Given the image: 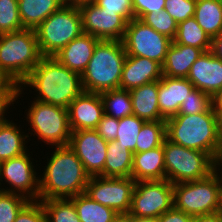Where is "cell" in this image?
<instances>
[{
    "label": "cell",
    "mask_w": 222,
    "mask_h": 222,
    "mask_svg": "<svg viewBox=\"0 0 222 222\" xmlns=\"http://www.w3.org/2000/svg\"><path fill=\"white\" fill-rule=\"evenodd\" d=\"M174 207L173 184L167 179L136 182L129 214L157 219Z\"/></svg>",
    "instance_id": "obj_10"
},
{
    "label": "cell",
    "mask_w": 222,
    "mask_h": 222,
    "mask_svg": "<svg viewBox=\"0 0 222 222\" xmlns=\"http://www.w3.org/2000/svg\"><path fill=\"white\" fill-rule=\"evenodd\" d=\"M211 106V97L195 88L180 105L178 114L195 115L206 112Z\"/></svg>",
    "instance_id": "obj_37"
},
{
    "label": "cell",
    "mask_w": 222,
    "mask_h": 222,
    "mask_svg": "<svg viewBox=\"0 0 222 222\" xmlns=\"http://www.w3.org/2000/svg\"><path fill=\"white\" fill-rule=\"evenodd\" d=\"M219 212L222 215V190H221V199H220V210H219Z\"/></svg>",
    "instance_id": "obj_54"
},
{
    "label": "cell",
    "mask_w": 222,
    "mask_h": 222,
    "mask_svg": "<svg viewBox=\"0 0 222 222\" xmlns=\"http://www.w3.org/2000/svg\"><path fill=\"white\" fill-rule=\"evenodd\" d=\"M77 6L81 13L83 33L99 40H123L128 22L121 15L103 10L94 2Z\"/></svg>",
    "instance_id": "obj_14"
},
{
    "label": "cell",
    "mask_w": 222,
    "mask_h": 222,
    "mask_svg": "<svg viewBox=\"0 0 222 222\" xmlns=\"http://www.w3.org/2000/svg\"><path fill=\"white\" fill-rule=\"evenodd\" d=\"M41 57L35 30L24 28L0 35V73L14 87L20 86Z\"/></svg>",
    "instance_id": "obj_4"
},
{
    "label": "cell",
    "mask_w": 222,
    "mask_h": 222,
    "mask_svg": "<svg viewBox=\"0 0 222 222\" xmlns=\"http://www.w3.org/2000/svg\"><path fill=\"white\" fill-rule=\"evenodd\" d=\"M70 199L74 203L80 222H113L118 215L113 209L92 200L85 193Z\"/></svg>",
    "instance_id": "obj_28"
},
{
    "label": "cell",
    "mask_w": 222,
    "mask_h": 222,
    "mask_svg": "<svg viewBox=\"0 0 222 222\" xmlns=\"http://www.w3.org/2000/svg\"><path fill=\"white\" fill-rule=\"evenodd\" d=\"M163 150L166 179L172 184L206 178L217 168L208 153L183 147L167 138Z\"/></svg>",
    "instance_id": "obj_8"
},
{
    "label": "cell",
    "mask_w": 222,
    "mask_h": 222,
    "mask_svg": "<svg viewBox=\"0 0 222 222\" xmlns=\"http://www.w3.org/2000/svg\"><path fill=\"white\" fill-rule=\"evenodd\" d=\"M145 122L136 115L119 119L118 134L115 140L131 152L136 153L137 136Z\"/></svg>",
    "instance_id": "obj_33"
},
{
    "label": "cell",
    "mask_w": 222,
    "mask_h": 222,
    "mask_svg": "<svg viewBox=\"0 0 222 222\" xmlns=\"http://www.w3.org/2000/svg\"><path fill=\"white\" fill-rule=\"evenodd\" d=\"M133 222H156L155 218H137L133 216Z\"/></svg>",
    "instance_id": "obj_51"
},
{
    "label": "cell",
    "mask_w": 222,
    "mask_h": 222,
    "mask_svg": "<svg viewBox=\"0 0 222 222\" xmlns=\"http://www.w3.org/2000/svg\"><path fill=\"white\" fill-rule=\"evenodd\" d=\"M211 101L212 109L215 112H222V88L212 96Z\"/></svg>",
    "instance_id": "obj_48"
},
{
    "label": "cell",
    "mask_w": 222,
    "mask_h": 222,
    "mask_svg": "<svg viewBox=\"0 0 222 222\" xmlns=\"http://www.w3.org/2000/svg\"><path fill=\"white\" fill-rule=\"evenodd\" d=\"M166 121V137L183 147L208 153L217 161L222 151L217 113L212 106L195 115L177 114Z\"/></svg>",
    "instance_id": "obj_3"
},
{
    "label": "cell",
    "mask_w": 222,
    "mask_h": 222,
    "mask_svg": "<svg viewBox=\"0 0 222 222\" xmlns=\"http://www.w3.org/2000/svg\"><path fill=\"white\" fill-rule=\"evenodd\" d=\"M14 122L5 117L0 121V160H8L27 152L25 140L29 135L22 134Z\"/></svg>",
    "instance_id": "obj_26"
},
{
    "label": "cell",
    "mask_w": 222,
    "mask_h": 222,
    "mask_svg": "<svg viewBox=\"0 0 222 222\" xmlns=\"http://www.w3.org/2000/svg\"><path fill=\"white\" fill-rule=\"evenodd\" d=\"M173 41L177 44L196 47L203 52L211 50L212 39L200 27L194 17L178 24L177 33Z\"/></svg>",
    "instance_id": "obj_29"
},
{
    "label": "cell",
    "mask_w": 222,
    "mask_h": 222,
    "mask_svg": "<svg viewBox=\"0 0 222 222\" xmlns=\"http://www.w3.org/2000/svg\"><path fill=\"white\" fill-rule=\"evenodd\" d=\"M113 222H133V216H131L129 213L126 214H118Z\"/></svg>",
    "instance_id": "obj_49"
},
{
    "label": "cell",
    "mask_w": 222,
    "mask_h": 222,
    "mask_svg": "<svg viewBox=\"0 0 222 222\" xmlns=\"http://www.w3.org/2000/svg\"><path fill=\"white\" fill-rule=\"evenodd\" d=\"M26 114L34 132L31 135L36 134L47 145H69L72 130L68 109L35 100Z\"/></svg>",
    "instance_id": "obj_9"
},
{
    "label": "cell",
    "mask_w": 222,
    "mask_h": 222,
    "mask_svg": "<svg viewBox=\"0 0 222 222\" xmlns=\"http://www.w3.org/2000/svg\"><path fill=\"white\" fill-rule=\"evenodd\" d=\"M219 170L200 180L173 184L174 208L191 216L218 212L222 190Z\"/></svg>",
    "instance_id": "obj_7"
},
{
    "label": "cell",
    "mask_w": 222,
    "mask_h": 222,
    "mask_svg": "<svg viewBox=\"0 0 222 222\" xmlns=\"http://www.w3.org/2000/svg\"><path fill=\"white\" fill-rule=\"evenodd\" d=\"M131 177L136 182L166 179L163 145L148 151L133 153Z\"/></svg>",
    "instance_id": "obj_21"
},
{
    "label": "cell",
    "mask_w": 222,
    "mask_h": 222,
    "mask_svg": "<svg viewBox=\"0 0 222 222\" xmlns=\"http://www.w3.org/2000/svg\"><path fill=\"white\" fill-rule=\"evenodd\" d=\"M105 114L117 119L133 115V105L129 90L113 89L100 93Z\"/></svg>",
    "instance_id": "obj_30"
},
{
    "label": "cell",
    "mask_w": 222,
    "mask_h": 222,
    "mask_svg": "<svg viewBox=\"0 0 222 222\" xmlns=\"http://www.w3.org/2000/svg\"><path fill=\"white\" fill-rule=\"evenodd\" d=\"M193 222H222V215L219 211L210 214L197 215L193 216Z\"/></svg>",
    "instance_id": "obj_45"
},
{
    "label": "cell",
    "mask_w": 222,
    "mask_h": 222,
    "mask_svg": "<svg viewBox=\"0 0 222 222\" xmlns=\"http://www.w3.org/2000/svg\"><path fill=\"white\" fill-rule=\"evenodd\" d=\"M194 18L212 39L222 32V0H196Z\"/></svg>",
    "instance_id": "obj_27"
},
{
    "label": "cell",
    "mask_w": 222,
    "mask_h": 222,
    "mask_svg": "<svg viewBox=\"0 0 222 222\" xmlns=\"http://www.w3.org/2000/svg\"><path fill=\"white\" fill-rule=\"evenodd\" d=\"M42 56H54L83 33L81 13L76 4L65 3L50 14L36 29Z\"/></svg>",
    "instance_id": "obj_6"
},
{
    "label": "cell",
    "mask_w": 222,
    "mask_h": 222,
    "mask_svg": "<svg viewBox=\"0 0 222 222\" xmlns=\"http://www.w3.org/2000/svg\"><path fill=\"white\" fill-rule=\"evenodd\" d=\"M156 222H193V216L186 214L174 207L156 219Z\"/></svg>",
    "instance_id": "obj_43"
},
{
    "label": "cell",
    "mask_w": 222,
    "mask_h": 222,
    "mask_svg": "<svg viewBox=\"0 0 222 222\" xmlns=\"http://www.w3.org/2000/svg\"><path fill=\"white\" fill-rule=\"evenodd\" d=\"M23 28L19 17L18 0H0V35Z\"/></svg>",
    "instance_id": "obj_35"
},
{
    "label": "cell",
    "mask_w": 222,
    "mask_h": 222,
    "mask_svg": "<svg viewBox=\"0 0 222 222\" xmlns=\"http://www.w3.org/2000/svg\"><path fill=\"white\" fill-rule=\"evenodd\" d=\"M216 57L222 59V32L212 38L211 42V50H210Z\"/></svg>",
    "instance_id": "obj_46"
},
{
    "label": "cell",
    "mask_w": 222,
    "mask_h": 222,
    "mask_svg": "<svg viewBox=\"0 0 222 222\" xmlns=\"http://www.w3.org/2000/svg\"><path fill=\"white\" fill-rule=\"evenodd\" d=\"M195 7L196 0H165L164 10L179 24L194 17Z\"/></svg>",
    "instance_id": "obj_38"
},
{
    "label": "cell",
    "mask_w": 222,
    "mask_h": 222,
    "mask_svg": "<svg viewBox=\"0 0 222 222\" xmlns=\"http://www.w3.org/2000/svg\"><path fill=\"white\" fill-rule=\"evenodd\" d=\"M14 104V97H0V121L5 117V111Z\"/></svg>",
    "instance_id": "obj_47"
},
{
    "label": "cell",
    "mask_w": 222,
    "mask_h": 222,
    "mask_svg": "<svg viewBox=\"0 0 222 222\" xmlns=\"http://www.w3.org/2000/svg\"><path fill=\"white\" fill-rule=\"evenodd\" d=\"M202 54L201 49L172 40L162 65V76L187 78L191 66Z\"/></svg>",
    "instance_id": "obj_22"
},
{
    "label": "cell",
    "mask_w": 222,
    "mask_h": 222,
    "mask_svg": "<svg viewBox=\"0 0 222 222\" xmlns=\"http://www.w3.org/2000/svg\"><path fill=\"white\" fill-rule=\"evenodd\" d=\"M94 0H67V2L69 3H73V4H80V3H84V2H93Z\"/></svg>",
    "instance_id": "obj_52"
},
{
    "label": "cell",
    "mask_w": 222,
    "mask_h": 222,
    "mask_svg": "<svg viewBox=\"0 0 222 222\" xmlns=\"http://www.w3.org/2000/svg\"><path fill=\"white\" fill-rule=\"evenodd\" d=\"M29 156L25 152L20 156L2 161L0 181L5 179L4 181L12 188L6 190L0 188V191L22 195L29 201H39V177H36V169ZM1 182L0 186H2Z\"/></svg>",
    "instance_id": "obj_13"
},
{
    "label": "cell",
    "mask_w": 222,
    "mask_h": 222,
    "mask_svg": "<svg viewBox=\"0 0 222 222\" xmlns=\"http://www.w3.org/2000/svg\"><path fill=\"white\" fill-rule=\"evenodd\" d=\"M136 181L132 177L90 176L85 194L118 214L129 213Z\"/></svg>",
    "instance_id": "obj_12"
},
{
    "label": "cell",
    "mask_w": 222,
    "mask_h": 222,
    "mask_svg": "<svg viewBox=\"0 0 222 222\" xmlns=\"http://www.w3.org/2000/svg\"><path fill=\"white\" fill-rule=\"evenodd\" d=\"M187 79L212 98L222 88V59L211 51L203 52L191 66Z\"/></svg>",
    "instance_id": "obj_17"
},
{
    "label": "cell",
    "mask_w": 222,
    "mask_h": 222,
    "mask_svg": "<svg viewBox=\"0 0 222 222\" xmlns=\"http://www.w3.org/2000/svg\"><path fill=\"white\" fill-rule=\"evenodd\" d=\"M134 18L140 19L144 14L152 11H162L165 7V0H132Z\"/></svg>",
    "instance_id": "obj_42"
},
{
    "label": "cell",
    "mask_w": 222,
    "mask_h": 222,
    "mask_svg": "<svg viewBox=\"0 0 222 222\" xmlns=\"http://www.w3.org/2000/svg\"><path fill=\"white\" fill-rule=\"evenodd\" d=\"M140 20L152 27L158 33L164 34L172 40L176 36L178 23L166 10L159 12L154 10L150 13L144 14Z\"/></svg>",
    "instance_id": "obj_34"
},
{
    "label": "cell",
    "mask_w": 222,
    "mask_h": 222,
    "mask_svg": "<svg viewBox=\"0 0 222 222\" xmlns=\"http://www.w3.org/2000/svg\"><path fill=\"white\" fill-rule=\"evenodd\" d=\"M72 131L96 129L104 116V103L100 93L83 91L68 108Z\"/></svg>",
    "instance_id": "obj_16"
},
{
    "label": "cell",
    "mask_w": 222,
    "mask_h": 222,
    "mask_svg": "<svg viewBox=\"0 0 222 222\" xmlns=\"http://www.w3.org/2000/svg\"><path fill=\"white\" fill-rule=\"evenodd\" d=\"M133 115L148 121H165L158 106V81L144 84L140 87L129 90Z\"/></svg>",
    "instance_id": "obj_23"
},
{
    "label": "cell",
    "mask_w": 222,
    "mask_h": 222,
    "mask_svg": "<svg viewBox=\"0 0 222 222\" xmlns=\"http://www.w3.org/2000/svg\"><path fill=\"white\" fill-rule=\"evenodd\" d=\"M23 88L19 86L14 87L1 73H0V97H14V101L20 97Z\"/></svg>",
    "instance_id": "obj_44"
},
{
    "label": "cell",
    "mask_w": 222,
    "mask_h": 222,
    "mask_svg": "<svg viewBox=\"0 0 222 222\" xmlns=\"http://www.w3.org/2000/svg\"><path fill=\"white\" fill-rule=\"evenodd\" d=\"M166 138V121L145 122L137 136L136 153L157 148Z\"/></svg>",
    "instance_id": "obj_32"
},
{
    "label": "cell",
    "mask_w": 222,
    "mask_h": 222,
    "mask_svg": "<svg viewBox=\"0 0 222 222\" xmlns=\"http://www.w3.org/2000/svg\"><path fill=\"white\" fill-rule=\"evenodd\" d=\"M28 202L22 195L0 191V222H14L17 214Z\"/></svg>",
    "instance_id": "obj_36"
},
{
    "label": "cell",
    "mask_w": 222,
    "mask_h": 222,
    "mask_svg": "<svg viewBox=\"0 0 222 222\" xmlns=\"http://www.w3.org/2000/svg\"><path fill=\"white\" fill-rule=\"evenodd\" d=\"M108 142L95 129L72 131L69 146L90 176H98L104 169Z\"/></svg>",
    "instance_id": "obj_15"
},
{
    "label": "cell",
    "mask_w": 222,
    "mask_h": 222,
    "mask_svg": "<svg viewBox=\"0 0 222 222\" xmlns=\"http://www.w3.org/2000/svg\"><path fill=\"white\" fill-rule=\"evenodd\" d=\"M218 166L219 167L222 166V151L220 152L219 157H218V159L216 161V167H218ZM221 170H222V168H221ZM220 175H222V171L220 172Z\"/></svg>",
    "instance_id": "obj_53"
},
{
    "label": "cell",
    "mask_w": 222,
    "mask_h": 222,
    "mask_svg": "<svg viewBox=\"0 0 222 222\" xmlns=\"http://www.w3.org/2000/svg\"><path fill=\"white\" fill-rule=\"evenodd\" d=\"M93 2L103 10L121 15L127 22L134 18L132 0H94Z\"/></svg>",
    "instance_id": "obj_39"
},
{
    "label": "cell",
    "mask_w": 222,
    "mask_h": 222,
    "mask_svg": "<svg viewBox=\"0 0 222 222\" xmlns=\"http://www.w3.org/2000/svg\"><path fill=\"white\" fill-rule=\"evenodd\" d=\"M194 89L187 78L162 76L158 80V106L161 115L165 119L177 115L180 105Z\"/></svg>",
    "instance_id": "obj_18"
},
{
    "label": "cell",
    "mask_w": 222,
    "mask_h": 222,
    "mask_svg": "<svg viewBox=\"0 0 222 222\" xmlns=\"http://www.w3.org/2000/svg\"><path fill=\"white\" fill-rule=\"evenodd\" d=\"M98 41L95 36L82 33L53 57L68 69L82 74L93 56Z\"/></svg>",
    "instance_id": "obj_20"
},
{
    "label": "cell",
    "mask_w": 222,
    "mask_h": 222,
    "mask_svg": "<svg viewBox=\"0 0 222 222\" xmlns=\"http://www.w3.org/2000/svg\"><path fill=\"white\" fill-rule=\"evenodd\" d=\"M48 160L39 178V199L72 198L85 193L90 175L69 145L56 147Z\"/></svg>",
    "instance_id": "obj_2"
},
{
    "label": "cell",
    "mask_w": 222,
    "mask_h": 222,
    "mask_svg": "<svg viewBox=\"0 0 222 222\" xmlns=\"http://www.w3.org/2000/svg\"><path fill=\"white\" fill-rule=\"evenodd\" d=\"M162 78V66L151 59L127 55L120 81V89L131 90Z\"/></svg>",
    "instance_id": "obj_19"
},
{
    "label": "cell",
    "mask_w": 222,
    "mask_h": 222,
    "mask_svg": "<svg viewBox=\"0 0 222 222\" xmlns=\"http://www.w3.org/2000/svg\"><path fill=\"white\" fill-rule=\"evenodd\" d=\"M65 3L67 0H18L19 17L23 28L35 30Z\"/></svg>",
    "instance_id": "obj_24"
},
{
    "label": "cell",
    "mask_w": 222,
    "mask_h": 222,
    "mask_svg": "<svg viewBox=\"0 0 222 222\" xmlns=\"http://www.w3.org/2000/svg\"><path fill=\"white\" fill-rule=\"evenodd\" d=\"M45 211L46 222H80L73 201L64 199H39Z\"/></svg>",
    "instance_id": "obj_31"
},
{
    "label": "cell",
    "mask_w": 222,
    "mask_h": 222,
    "mask_svg": "<svg viewBox=\"0 0 222 222\" xmlns=\"http://www.w3.org/2000/svg\"><path fill=\"white\" fill-rule=\"evenodd\" d=\"M216 113H217V120H218V132L222 140V112H216Z\"/></svg>",
    "instance_id": "obj_50"
},
{
    "label": "cell",
    "mask_w": 222,
    "mask_h": 222,
    "mask_svg": "<svg viewBox=\"0 0 222 222\" xmlns=\"http://www.w3.org/2000/svg\"><path fill=\"white\" fill-rule=\"evenodd\" d=\"M133 152L116 140L108 142L106 161L101 177H131Z\"/></svg>",
    "instance_id": "obj_25"
},
{
    "label": "cell",
    "mask_w": 222,
    "mask_h": 222,
    "mask_svg": "<svg viewBox=\"0 0 222 222\" xmlns=\"http://www.w3.org/2000/svg\"><path fill=\"white\" fill-rule=\"evenodd\" d=\"M126 56L122 41L99 40L88 66L81 74L84 91L101 93L120 88Z\"/></svg>",
    "instance_id": "obj_5"
},
{
    "label": "cell",
    "mask_w": 222,
    "mask_h": 222,
    "mask_svg": "<svg viewBox=\"0 0 222 222\" xmlns=\"http://www.w3.org/2000/svg\"><path fill=\"white\" fill-rule=\"evenodd\" d=\"M122 42L127 55L148 58L162 66L172 39L133 18L127 23Z\"/></svg>",
    "instance_id": "obj_11"
},
{
    "label": "cell",
    "mask_w": 222,
    "mask_h": 222,
    "mask_svg": "<svg viewBox=\"0 0 222 222\" xmlns=\"http://www.w3.org/2000/svg\"><path fill=\"white\" fill-rule=\"evenodd\" d=\"M118 128L119 119L104 114L95 130L104 140L110 142L116 139Z\"/></svg>",
    "instance_id": "obj_41"
},
{
    "label": "cell",
    "mask_w": 222,
    "mask_h": 222,
    "mask_svg": "<svg viewBox=\"0 0 222 222\" xmlns=\"http://www.w3.org/2000/svg\"><path fill=\"white\" fill-rule=\"evenodd\" d=\"M14 222H46L41 201H29L17 214Z\"/></svg>",
    "instance_id": "obj_40"
},
{
    "label": "cell",
    "mask_w": 222,
    "mask_h": 222,
    "mask_svg": "<svg viewBox=\"0 0 222 222\" xmlns=\"http://www.w3.org/2000/svg\"><path fill=\"white\" fill-rule=\"evenodd\" d=\"M23 85L38 91L35 100L66 109L84 91L81 74L68 69L53 56H42L19 87Z\"/></svg>",
    "instance_id": "obj_1"
}]
</instances>
